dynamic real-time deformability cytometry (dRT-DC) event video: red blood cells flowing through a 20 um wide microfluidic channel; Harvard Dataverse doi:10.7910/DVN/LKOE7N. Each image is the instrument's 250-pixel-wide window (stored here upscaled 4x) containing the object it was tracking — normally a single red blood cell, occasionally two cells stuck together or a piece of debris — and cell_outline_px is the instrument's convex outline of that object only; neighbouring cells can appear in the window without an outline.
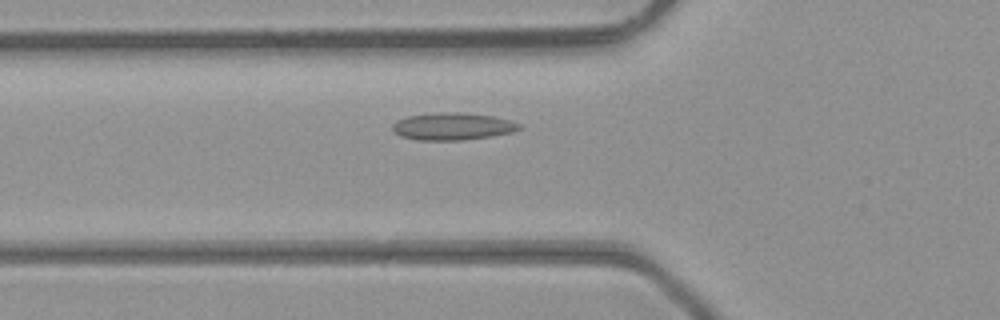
{"species": "common noctule bat (a hibernating species)", "species_latin": "Nyctalus noctula", "temperature_condition": "room temperature", "stored_images_in_passage": 40, "camera_frame_rate_fps": 3000, "um_per_image_px": 0.085, "animal": {"sex": "male", "body_mass_g": 23.1, "forearm_length_mm": 52.7}, "frame": {"image": 1, "passage_image": 12, "time_ms": 3.667, "image_size_px": [1000, 320], "cell_outline_px": [[524, 128], [512, 132], [492, 136], [464, 140], [416, 140], [400, 136], [392, 128], [392, 124], [396, 120], [408, 116], [432, 112], [460, 112], [492, 116], [508, 120], [520, 124]], "centroid_in_image_um": [38.46, 10.74], "position_along_channel_um": 87.3, "area_um2": 20.29}}
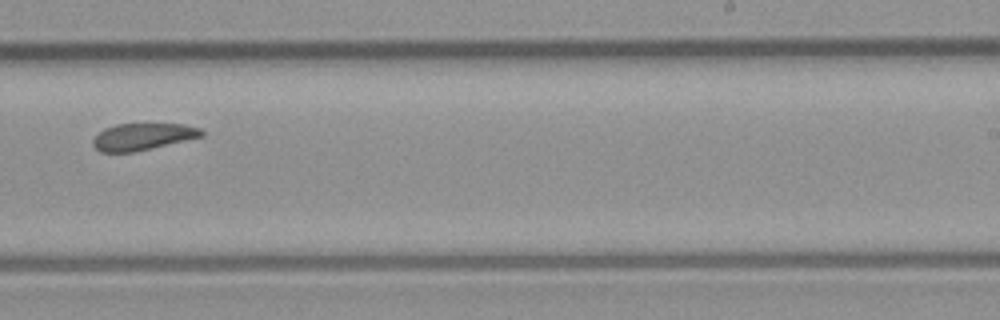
{"frame": {"image": 2, "passage_image": 25, "time_ms": 8.0, "image_size_px": [1000, 320], "cell_outline_px": [[204, 136], [136, 152], [100, 152], [92, 144], [92, 140], [104, 128], [116, 124], [184, 124], [200, 128], [204, 132]], "centroid_in_image_um": [12.14, 11.62], "position_along_channel_um": 276.9, "area_um2": 17.05}}
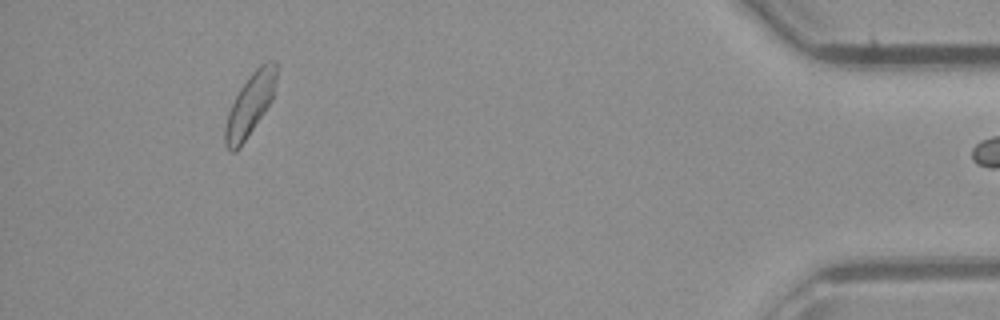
{"frame": {"image": 3, "passage_image": 39, "time_ms": 12.667, "image_size_px": [1000, 320], "cell_outline_px": [[276, 80], [272, 100], [240, 148], [236, 152], [228, 152], [224, 144], [224, 128], [228, 112], [240, 88], [252, 72], [260, 64], [268, 60], [276, 60]], "centroid_in_image_um": [21.23, 8.93], "position_along_channel_um": 414.0, "area_um2": 18.61}}